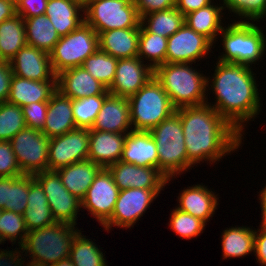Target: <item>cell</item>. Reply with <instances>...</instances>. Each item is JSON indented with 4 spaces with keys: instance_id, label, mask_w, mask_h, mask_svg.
<instances>
[{
    "instance_id": "1",
    "label": "cell",
    "mask_w": 266,
    "mask_h": 266,
    "mask_svg": "<svg viewBox=\"0 0 266 266\" xmlns=\"http://www.w3.org/2000/svg\"><path fill=\"white\" fill-rule=\"evenodd\" d=\"M212 79L207 76L206 91H212L215 102L212 106L240 134L245 127L262 112L261 95L258 90L256 73L246 64L216 61ZM255 76V77H254ZM256 78V79H255ZM252 119V120H251Z\"/></svg>"
},
{
    "instance_id": "2",
    "label": "cell",
    "mask_w": 266,
    "mask_h": 266,
    "mask_svg": "<svg viewBox=\"0 0 266 266\" xmlns=\"http://www.w3.org/2000/svg\"><path fill=\"white\" fill-rule=\"evenodd\" d=\"M176 113L181 119L188 160L194 166L204 161L217 164L242 147L244 136L209 104L181 107Z\"/></svg>"
},
{
    "instance_id": "3",
    "label": "cell",
    "mask_w": 266,
    "mask_h": 266,
    "mask_svg": "<svg viewBox=\"0 0 266 266\" xmlns=\"http://www.w3.org/2000/svg\"><path fill=\"white\" fill-rule=\"evenodd\" d=\"M76 228L77 226L71 224L55 222L29 231L20 247L12 248L13 251L9 248L0 249V266H7V262H25L28 259L26 263L29 264L51 266L69 258L74 238L81 231ZM23 255L29 258L26 259Z\"/></svg>"
},
{
    "instance_id": "4",
    "label": "cell",
    "mask_w": 266,
    "mask_h": 266,
    "mask_svg": "<svg viewBox=\"0 0 266 266\" xmlns=\"http://www.w3.org/2000/svg\"><path fill=\"white\" fill-rule=\"evenodd\" d=\"M192 63H164L153 70V76L168 94L173 106H197L208 102L207 76Z\"/></svg>"
},
{
    "instance_id": "5",
    "label": "cell",
    "mask_w": 266,
    "mask_h": 266,
    "mask_svg": "<svg viewBox=\"0 0 266 266\" xmlns=\"http://www.w3.org/2000/svg\"><path fill=\"white\" fill-rule=\"evenodd\" d=\"M258 25L256 22L236 20L225 25L218 35L223 52L219 53L221 55L217 56L216 60L223 63L246 64L251 67L252 64L259 65L258 63L266 55V35L263 27H260L262 25Z\"/></svg>"
},
{
    "instance_id": "6",
    "label": "cell",
    "mask_w": 266,
    "mask_h": 266,
    "mask_svg": "<svg viewBox=\"0 0 266 266\" xmlns=\"http://www.w3.org/2000/svg\"><path fill=\"white\" fill-rule=\"evenodd\" d=\"M158 153V168L168 182L192 169L188 160L180 116L175 112L150 131Z\"/></svg>"
},
{
    "instance_id": "7",
    "label": "cell",
    "mask_w": 266,
    "mask_h": 266,
    "mask_svg": "<svg viewBox=\"0 0 266 266\" xmlns=\"http://www.w3.org/2000/svg\"><path fill=\"white\" fill-rule=\"evenodd\" d=\"M130 120L135 131H150L176 112L166 91L154 76L128 98Z\"/></svg>"
},
{
    "instance_id": "8",
    "label": "cell",
    "mask_w": 266,
    "mask_h": 266,
    "mask_svg": "<svg viewBox=\"0 0 266 266\" xmlns=\"http://www.w3.org/2000/svg\"><path fill=\"white\" fill-rule=\"evenodd\" d=\"M84 18L97 34L113 29L137 28L141 22L133 0H87Z\"/></svg>"
},
{
    "instance_id": "9",
    "label": "cell",
    "mask_w": 266,
    "mask_h": 266,
    "mask_svg": "<svg viewBox=\"0 0 266 266\" xmlns=\"http://www.w3.org/2000/svg\"><path fill=\"white\" fill-rule=\"evenodd\" d=\"M98 48L97 32L84 22L68 35L60 37L50 52L55 74L58 75L64 70L81 66Z\"/></svg>"
},
{
    "instance_id": "10",
    "label": "cell",
    "mask_w": 266,
    "mask_h": 266,
    "mask_svg": "<svg viewBox=\"0 0 266 266\" xmlns=\"http://www.w3.org/2000/svg\"><path fill=\"white\" fill-rule=\"evenodd\" d=\"M10 143L24 175L34 176L47 170L50 138L41 130L26 127Z\"/></svg>"
},
{
    "instance_id": "11",
    "label": "cell",
    "mask_w": 266,
    "mask_h": 266,
    "mask_svg": "<svg viewBox=\"0 0 266 266\" xmlns=\"http://www.w3.org/2000/svg\"><path fill=\"white\" fill-rule=\"evenodd\" d=\"M163 189H136L128 188L119 192L111 218L102 226L109 233L112 227L117 226L127 230L140 221L151 203L160 196Z\"/></svg>"
},
{
    "instance_id": "12",
    "label": "cell",
    "mask_w": 266,
    "mask_h": 266,
    "mask_svg": "<svg viewBox=\"0 0 266 266\" xmlns=\"http://www.w3.org/2000/svg\"><path fill=\"white\" fill-rule=\"evenodd\" d=\"M44 189L49 207L56 222L76 226L81 201L73 196L62 184L56 171H43L34 175ZM80 209V210H79Z\"/></svg>"
},
{
    "instance_id": "13",
    "label": "cell",
    "mask_w": 266,
    "mask_h": 266,
    "mask_svg": "<svg viewBox=\"0 0 266 266\" xmlns=\"http://www.w3.org/2000/svg\"><path fill=\"white\" fill-rule=\"evenodd\" d=\"M90 130L75 128L50 138L47 170L56 171L70 164L88 160Z\"/></svg>"
},
{
    "instance_id": "14",
    "label": "cell",
    "mask_w": 266,
    "mask_h": 266,
    "mask_svg": "<svg viewBox=\"0 0 266 266\" xmlns=\"http://www.w3.org/2000/svg\"><path fill=\"white\" fill-rule=\"evenodd\" d=\"M120 190L108 168H102L90 185L81 208L103 226L112 216Z\"/></svg>"
},
{
    "instance_id": "15",
    "label": "cell",
    "mask_w": 266,
    "mask_h": 266,
    "mask_svg": "<svg viewBox=\"0 0 266 266\" xmlns=\"http://www.w3.org/2000/svg\"><path fill=\"white\" fill-rule=\"evenodd\" d=\"M214 44L184 24L167 40L165 63H192L206 59Z\"/></svg>"
},
{
    "instance_id": "16",
    "label": "cell",
    "mask_w": 266,
    "mask_h": 266,
    "mask_svg": "<svg viewBox=\"0 0 266 266\" xmlns=\"http://www.w3.org/2000/svg\"><path fill=\"white\" fill-rule=\"evenodd\" d=\"M108 170L120 191L128 188L164 189L168 185L167 177L159 168L137 166L118 161L110 165Z\"/></svg>"
},
{
    "instance_id": "17",
    "label": "cell",
    "mask_w": 266,
    "mask_h": 266,
    "mask_svg": "<svg viewBox=\"0 0 266 266\" xmlns=\"http://www.w3.org/2000/svg\"><path fill=\"white\" fill-rule=\"evenodd\" d=\"M153 76V70L139 57L118 59L114 81L108 92L122 98L135 95Z\"/></svg>"
},
{
    "instance_id": "18",
    "label": "cell",
    "mask_w": 266,
    "mask_h": 266,
    "mask_svg": "<svg viewBox=\"0 0 266 266\" xmlns=\"http://www.w3.org/2000/svg\"><path fill=\"white\" fill-rule=\"evenodd\" d=\"M13 75L34 81H57L50 53L26 45L9 61Z\"/></svg>"
},
{
    "instance_id": "19",
    "label": "cell",
    "mask_w": 266,
    "mask_h": 266,
    "mask_svg": "<svg viewBox=\"0 0 266 266\" xmlns=\"http://www.w3.org/2000/svg\"><path fill=\"white\" fill-rule=\"evenodd\" d=\"M182 192L178 193L177 209L189 213L195 218L200 219L205 224L210 221L217 210L219 195L214 193L207 186L194 184L183 188Z\"/></svg>"
},
{
    "instance_id": "20",
    "label": "cell",
    "mask_w": 266,
    "mask_h": 266,
    "mask_svg": "<svg viewBox=\"0 0 266 266\" xmlns=\"http://www.w3.org/2000/svg\"><path fill=\"white\" fill-rule=\"evenodd\" d=\"M89 130L111 133H129L132 131L128 99L109 94Z\"/></svg>"
},
{
    "instance_id": "21",
    "label": "cell",
    "mask_w": 266,
    "mask_h": 266,
    "mask_svg": "<svg viewBox=\"0 0 266 266\" xmlns=\"http://www.w3.org/2000/svg\"><path fill=\"white\" fill-rule=\"evenodd\" d=\"M57 90L72 100L103 95L108 89L82 66L64 70L57 75Z\"/></svg>"
},
{
    "instance_id": "22",
    "label": "cell",
    "mask_w": 266,
    "mask_h": 266,
    "mask_svg": "<svg viewBox=\"0 0 266 266\" xmlns=\"http://www.w3.org/2000/svg\"><path fill=\"white\" fill-rule=\"evenodd\" d=\"M127 134L90 130L88 160L102 168H108L120 161Z\"/></svg>"
},
{
    "instance_id": "23",
    "label": "cell",
    "mask_w": 266,
    "mask_h": 266,
    "mask_svg": "<svg viewBox=\"0 0 266 266\" xmlns=\"http://www.w3.org/2000/svg\"><path fill=\"white\" fill-rule=\"evenodd\" d=\"M120 161L137 166L158 168L157 147L150 132L130 131L126 135Z\"/></svg>"
},
{
    "instance_id": "24",
    "label": "cell",
    "mask_w": 266,
    "mask_h": 266,
    "mask_svg": "<svg viewBox=\"0 0 266 266\" xmlns=\"http://www.w3.org/2000/svg\"><path fill=\"white\" fill-rule=\"evenodd\" d=\"M45 15L60 37L68 35L85 22L81 0H48Z\"/></svg>"
},
{
    "instance_id": "25",
    "label": "cell",
    "mask_w": 266,
    "mask_h": 266,
    "mask_svg": "<svg viewBox=\"0 0 266 266\" xmlns=\"http://www.w3.org/2000/svg\"><path fill=\"white\" fill-rule=\"evenodd\" d=\"M77 128L72 112V99L57 90L48 101V111L42 132L46 137L64 135Z\"/></svg>"
},
{
    "instance_id": "26",
    "label": "cell",
    "mask_w": 266,
    "mask_h": 266,
    "mask_svg": "<svg viewBox=\"0 0 266 266\" xmlns=\"http://www.w3.org/2000/svg\"><path fill=\"white\" fill-rule=\"evenodd\" d=\"M140 25L137 28L113 29L98 34L99 49L117 58L138 55Z\"/></svg>"
},
{
    "instance_id": "27",
    "label": "cell",
    "mask_w": 266,
    "mask_h": 266,
    "mask_svg": "<svg viewBox=\"0 0 266 266\" xmlns=\"http://www.w3.org/2000/svg\"><path fill=\"white\" fill-rule=\"evenodd\" d=\"M57 91V81H34L13 75L8 102L20 107L33 102L49 101Z\"/></svg>"
},
{
    "instance_id": "28",
    "label": "cell",
    "mask_w": 266,
    "mask_h": 266,
    "mask_svg": "<svg viewBox=\"0 0 266 266\" xmlns=\"http://www.w3.org/2000/svg\"><path fill=\"white\" fill-rule=\"evenodd\" d=\"M102 169L91 160H84L62 167L56 172L59 174L64 187L77 199L82 201L95 179Z\"/></svg>"
},
{
    "instance_id": "29",
    "label": "cell",
    "mask_w": 266,
    "mask_h": 266,
    "mask_svg": "<svg viewBox=\"0 0 266 266\" xmlns=\"http://www.w3.org/2000/svg\"><path fill=\"white\" fill-rule=\"evenodd\" d=\"M214 2L215 1L197 11L186 14L184 16V21L185 24L196 33L208 38L215 47L218 35L224 29L223 26L226 25L224 22L225 20H223L226 12L222 13L224 10L222 3H217L216 5Z\"/></svg>"
},
{
    "instance_id": "30",
    "label": "cell",
    "mask_w": 266,
    "mask_h": 266,
    "mask_svg": "<svg viewBox=\"0 0 266 266\" xmlns=\"http://www.w3.org/2000/svg\"><path fill=\"white\" fill-rule=\"evenodd\" d=\"M23 217L28 232L56 222L52 216L44 189L36 179L29 186L27 208Z\"/></svg>"
},
{
    "instance_id": "31",
    "label": "cell",
    "mask_w": 266,
    "mask_h": 266,
    "mask_svg": "<svg viewBox=\"0 0 266 266\" xmlns=\"http://www.w3.org/2000/svg\"><path fill=\"white\" fill-rule=\"evenodd\" d=\"M253 229L247 226L226 227L221 233L222 259L242 258L253 254L255 228Z\"/></svg>"
},
{
    "instance_id": "32",
    "label": "cell",
    "mask_w": 266,
    "mask_h": 266,
    "mask_svg": "<svg viewBox=\"0 0 266 266\" xmlns=\"http://www.w3.org/2000/svg\"><path fill=\"white\" fill-rule=\"evenodd\" d=\"M25 23L27 45L50 53L60 36L49 18L43 14L31 18H23Z\"/></svg>"
},
{
    "instance_id": "33",
    "label": "cell",
    "mask_w": 266,
    "mask_h": 266,
    "mask_svg": "<svg viewBox=\"0 0 266 266\" xmlns=\"http://www.w3.org/2000/svg\"><path fill=\"white\" fill-rule=\"evenodd\" d=\"M26 45L25 23L20 15L0 23V60L10 61Z\"/></svg>"
},
{
    "instance_id": "34",
    "label": "cell",
    "mask_w": 266,
    "mask_h": 266,
    "mask_svg": "<svg viewBox=\"0 0 266 266\" xmlns=\"http://www.w3.org/2000/svg\"><path fill=\"white\" fill-rule=\"evenodd\" d=\"M140 24L148 32L169 38L185 24V21L184 15L173 7L142 16Z\"/></svg>"
},
{
    "instance_id": "35",
    "label": "cell",
    "mask_w": 266,
    "mask_h": 266,
    "mask_svg": "<svg viewBox=\"0 0 266 266\" xmlns=\"http://www.w3.org/2000/svg\"><path fill=\"white\" fill-rule=\"evenodd\" d=\"M167 40L168 38L166 37L148 32L140 24L137 57H139L143 62H147L148 66L152 70L160 65H163L166 60Z\"/></svg>"
},
{
    "instance_id": "36",
    "label": "cell",
    "mask_w": 266,
    "mask_h": 266,
    "mask_svg": "<svg viewBox=\"0 0 266 266\" xmlns=\"http://www.w3.org/2000/svg\"><path fill=\"white\" fill-rule=\"evenodd\" d=\"M86 237L80 231L74 238L69 256L74 266H108L102 247Z\"/></svg>"
},
{
    "instance_id": "37",
    "label": "cell",
    "mask_w": 266,
    "mask_h": 266,
    "mask_svg": "<svg viewBox=\"0 0 266 266\" xmlns=\"http://www.w3.org/2000/svg\"><path fill=\"white\" fill-rule=\"evenodd\" d=\"M118 59L98 50L90 55L81 65L89 74L103 84L107 89L114 81Z\"/></svg>"
},
{
    "instance_id": "38",
    "label": "cell",
    "mask_w": 266,
    "mask_h": 266,
    "mask_svg": "<svg viewBox=\"0 0 266 266\" xmlns=\"http://www.w3.org/2000/svg\"><path fill=\"white\" fill-rule=\"evenodd\" d=\"M108 90L103 95L72 100V112L77 128L91 129L102 108Z\"/></svg>"
},
{
    "instance_id": "39",
    "label": "cell",
    "mask_w": 266,
    "mask_h": 266,
    "mask_svg": "<svg viewBox=\"0 0 266 266\" xmlns=\"http://www.w3.org/2000/svg\"><path fill=\"white\" fill-rule=\"evenodd\" d=\"M27 233L28 230L25 226L23 214L15 213L11 210H2L0 217V245L6 243L5 241H10L12 247L16 243L20 247L24 243Z\"/></svg>"
},
{
    "instance_id": "40",
    "label": "cell",
    "mask_w": 266,
    "mask_h": 266,
    "mask_svg": "<svg viewBox=\"0 0 266 266\" xmlns=\"http://www.w3.org/2000/svg\"><path fill=\"white\" fill-rule=\"evenodd\" d=\"M35 180L33 175L7 177L6 210L23 214L27 208L29 186Z\"/></svg>"
},
{
    "instance_id": "41",
    "label": "cell",
    "mask_w": 266,
    "mask_h": 266,
    "mask_svg": "<svg viewBox=\"0 0 266 266\" xmlns=\"http://www.w3.org/2000/svg\"><path fill=\"white\" fill-rule=\"evenodd\" d=\"M26 127L22 107L8 101L0 102V141H10Z\"/></svg>"
},
{
    "instance_id": "42",
    "label": "cell",
    "mask_w": 266,
    "mask_h": 266,
    "mask_svg": "<svg viewBox=\"0 0 266 266\" xmlns=\"http://www.w3.org/2000/svg\"><path fill=\"white\" fill-rule=\"evenodd\" d=\"M168 226L179 238L191 240L203 233L206 224L198 218L175 207L170 211Z\"/></svg>"
},
{
    "instance_id": "43",
    "label": "cell",
    "mask_w": 266,
    "mask_h": 266,
    "mask_svg": "<svg viewBox=\"0 0 266 266\" xmlns=\"http://www.w3.org/2000/svg\"><path fill=\"white\" fill-rule=\"evenodd\" d=\"M219 2L223 3L225 11L227 9V12L230 11L232 17L238 18V22H261L260 18L266 6V0H219Z\"/></svg>"
},
{
    "instance_id": "44",
    "label": "cell",
    "mask_w": 266,
    "mask_h": 266,
    "mask_svg": "<svg viewBox=\"0 0 266 266\" xmlns=\"http://www.w3.org/2000/svg\"><path fill=\"white\" fill-rule=\"evenodd\" d=\"M24 175L17 163L10 141H0V177Z\"/></svg>"
},
{
    "instance_id": "45",
    "label": "cell",
    "mask_w": 266,
    "mask_h": 266,
    "mask_svg": "<svg viewBox=\"0 0 266 266\" xmlns=\"http://www.w3.org/2000/svg\"><path fill=\"white\" fill-rule=\"evenodd\" d=\"M48 111V101L33 102L22 107L23 116L28 128L42 130Z\"/></svg>"
},
{
    "instance_id": "46",
    "label": "cell",
    "mask_w": 266,
    "mask_h": 266,
    "mask_svg": "<svg viewBox=\"0 0 266 266\" xmlns=\"http://www.w3.org/2000/svg\"><path fill=\"white\" fill-rule=\"evenodd\" d=\"M48 0H19L16 3V13L22 18H31L45 14Z\"/></svg>"
},
{
    "instance_id": "47",
    "label": "cell",
    "mask_w": 266,
    "mask_h": 266,
    "mask_svg": "<svg viewBox=\"0 0 266 266\" xmlns=\"http://www.w3.org/2000/svg\"><path fill=\"white\" fill-rule=\"evenodd\" d=\"M140 18L148 13L175 7L176 0H133Z\"/></svg>"
},
{
    "instance_id": "48",
    "label": "cell",
    "mask_w": 266,
    "mask_h": 266,
    "mask_svg": "<svg viewBox=\"0 0 266 266\" xmlns=\"http://www.w3.org/2000/svg\"><path fill=\"white\" fill-rule=\"evenodd\" d=\"M255 254V255H254ZM257 262L261 266H266V223H261L255 229L254 253Z\"/></svg>"
},
{
    "instance_id": "49",
    "label": "cell",
    "mask_w": 266,
    "mask_h": 266,
    "mask_svg": "<svg viewBox=\"0 0 266 266\" xmlns=\"http://www.w3.org/2000/svg\"><path fill=\"white\" fill-rule=\"evenodd\" d=\"M12 77L10 62L0 60V102L8 100Z\"/></svg>"
},
{
    "instance_id": "50",
    "label": "cell",
    "mask_w": 266,
    "mask_h": 266,
    "mask_svg": "<svg viewBox=\"0 0 266 266\" xmlns=\"http://www.w3.org/2000/svg\"><path fill=\"white\" fill-rule=\"evenodd\" d=\"M214 0H176L175 7L185 16L212 3Z\"/></svg>"
},
{
    "instance_id": "51",
    "label": "cell",
    "mask_w": 266,
    "mask_h": 266,
    "mask_svg": "<svg viewBox=\"0 0 266 266\" xmlns=\"http://www.w3.org/2000/svg\"><path fill=\"white\" fill-rule=\"evenodd\" d=\"M16 4L10 0H0V23L16 15Z\"/></svg>"
},
{
    "instance_id": "52",
    "label": "cell",
    "mask_w": 266,
    "mask_h": 266,
    "mask_svg": "<svg viewBox=\"0 0 266 266\" xmlns=\"http://www.w3.org/2000/svg\"><path fill=\"white\" fill-rule=\"evenodd\" d=\"M7 202V177H0V209L6 210Z\"/></svg>"
},
{
    "instance_id": "53",
    "label": "cell",
    "mask_w": 266,
    "mask_h": 266,
    "mask_svg": "<svg viewBox=\"0 0 266 266\" xmlns=\"http://www.w3.org/2000/svg\"><path fill=\"white\" fill-rule=\"evenodd\" d=\"M264 188L261 189L258 195V199L260 200V208H261V222L266 223V184L263 186Z\"/></svg>"
},
{
    "instance_id": "54",
    "label": "cell",
    "mask_w": 266,
    "mask_h": 266,
    "mask_svg": "<svg viewBox=\"0 0 266 266\" xmlns=\"http://www.w3.org/2000/svg\"><path fill=\"white\" fill-rule=\"evenodd\" d=\"M51 266H74L72 261L69 258L63 259L58 261L57 263L51 265Z\"/></svg>"
},
{
    "instance_id": "55",
    "label": "cell",
    "mask_w": 266,
    "mask_h": 266,
    "mask_svg": "<svg viewBox=\"0 0 266 266\" xmlns=\"http://www.w3.org/2000/svg\"><path fill=\"white\" fill-rule=\"evenodd\" d=\"M7 266H38V265L29 264L25 262H7Z\"/></svg>"
},
{
    "instance_id": "56",
    "label": "cell",
    "mask_w": 266,
    "mask_h": 266,
    "mask_svg": "<svg viewBox=\"0 0 266 266\" xmlns=\"http://www.w3.org/2000/svg\"><path fill=\"white\" fill-rule=\"evenodd\" d=\"M265 17H266V6H265V11H264L262 17L260 18V19L262 20V22L265 21V20H264ZM265 19H266V18H265Z\"/></svg>"
},
{
    "instance_id": "57",
    "label": "cell",
    "mask_w": 266,
    "mask_h": 266,
    "mask_svg": "<svg viewBox=\"0 0 266 266\" xmlns=\"http://www.w3.org/2000/svg\"><path fill=\"white\" fill-rule=\"evenodd\" d=\"M12 2H14L15 4L19 1V0H10Z\"/></svg>"
}]
</instances>
